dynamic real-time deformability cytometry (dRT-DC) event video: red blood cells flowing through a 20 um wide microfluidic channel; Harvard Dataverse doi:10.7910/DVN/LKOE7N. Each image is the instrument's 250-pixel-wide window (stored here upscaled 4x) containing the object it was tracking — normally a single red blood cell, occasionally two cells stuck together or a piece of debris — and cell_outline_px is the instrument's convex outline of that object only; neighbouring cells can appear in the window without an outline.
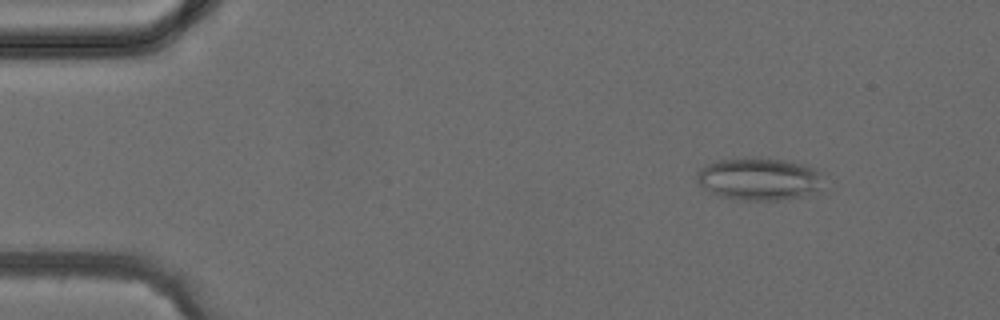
{"species": "common noctule bat (a hibernating species)", "species_latin": "Nyctalus noctula", "temperature_condition": "cold", "stored_images_in_passage": 4, "camera_frame_rate_fps": 3000, "um_per_image_px": 0.085, "animal": {"sex": "female", "body_mass_g": 24.6, "forearm_length_mm": 56.2}, "frame": {"image": 1, "passage_image": 2, "time_ms": 1.333, "image_size_px": [1000, 320], "cell_outline_px": [[824, 192], [816, 196], [776, 200], [736, 200], [716, 196], [700, 184], [696, 180], [696, 176], [700, 168], [708, 164], [720, 160], [744, 156], [760, 156], [788, 160], [804, 164], [816, 168]], "centroid_in_image_um": [64.59, 15.21], "position_along_channel_um": 20.4, "area_um2": 32.54}}